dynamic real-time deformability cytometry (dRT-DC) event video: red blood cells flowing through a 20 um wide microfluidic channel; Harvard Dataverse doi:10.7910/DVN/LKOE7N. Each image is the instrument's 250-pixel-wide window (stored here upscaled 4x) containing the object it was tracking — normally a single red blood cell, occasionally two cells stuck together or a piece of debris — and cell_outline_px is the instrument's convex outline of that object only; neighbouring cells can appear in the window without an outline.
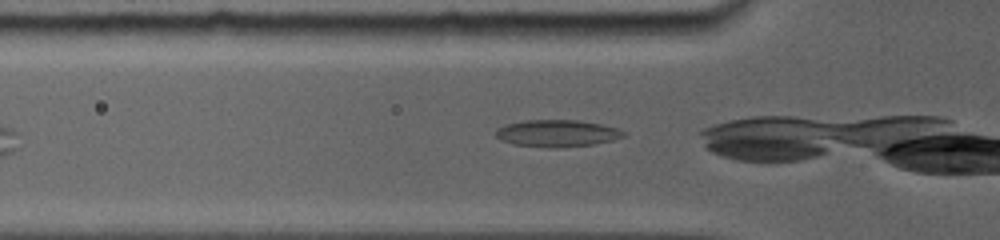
{"species": "common noctule bat (a hibernating species)", "species_latin": "Nyctalus noctula", "temperature_condition": "room temperature", "stored_images_in_passage": 11, "camera_frame_rate_fps": 5000, "um_per_image_px": 0.085, "animal": {"sex": "female", "body_mass_g": 19.0, "forearm_length_mm": 56.7}, "frame": {"image": 1, "passage_image": 2, "time_ms": 0.2, "image_size_px": [1000, 240], "cell_outline_px": [[624, 136], [612, 140], [596, 144], [560, 148], [548, 148], [512, 144], [500, 140], [496, 136], [496, 128], [504, 124], [524, 120], [580, 120], [600, 124], [616, 128], [624, 132]], "centroid_in_image_um": [47.3, 11.34], "position_along_channel_um": 78.5, "area_um2": 20.29}}